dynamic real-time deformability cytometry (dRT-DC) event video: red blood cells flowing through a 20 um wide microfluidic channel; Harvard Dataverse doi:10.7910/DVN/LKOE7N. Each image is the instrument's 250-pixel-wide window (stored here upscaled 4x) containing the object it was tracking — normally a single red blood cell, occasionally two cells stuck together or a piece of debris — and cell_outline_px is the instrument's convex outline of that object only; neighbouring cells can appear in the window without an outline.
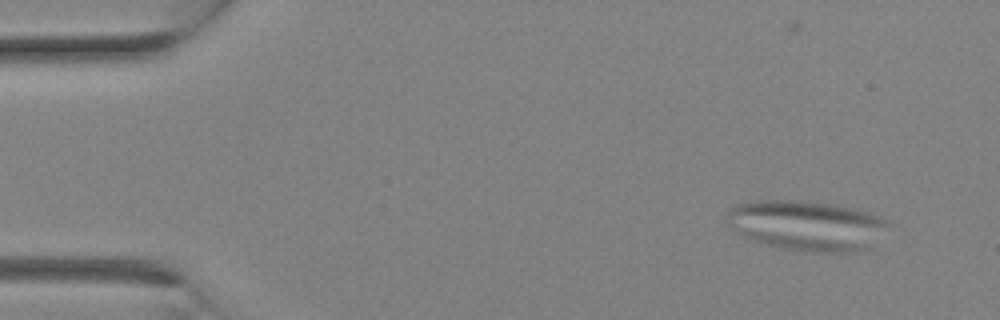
{"species": "Egyptian fruit bat (a non-hibernating species)", "species_latin": "Rousettus aegyptiacus", "temperature_condition": "room temperature", "stored_images_in_passage": 11, "camera_frame_rate_fps": 3000, "um_per_image_px": 0.085, "animal": {"sex": "female"}, "frame": {"image": 1, "passage_image": 2, "time_ms": 0.333, "image_size_px": [1000, 320], "cell_outline_px": [[892, 224], [868, 248], [856, 252], [804, 252], [780, 248], [752, 240], [740, 236], [728, 224], [728, 212], [736, 204], [760, 200], [796, 200], [828, 204], [848, 208], [880, 216], [888, 220]], "centroid_in_image_um": [68.57, 19.19], "position_along_channel_um": 16.4, "area_um2": 46.99}}
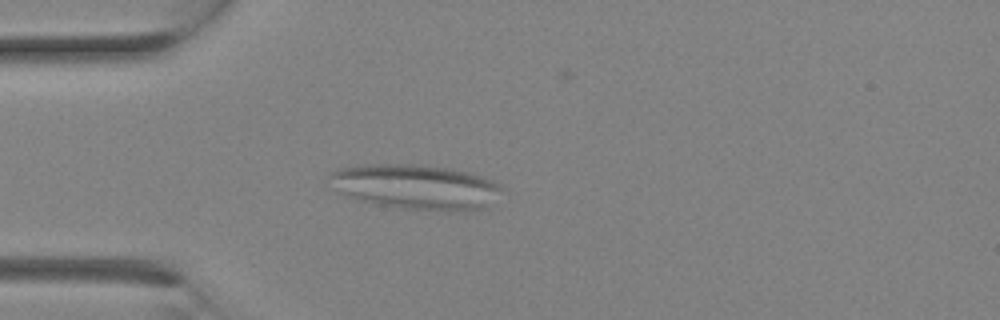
{"frame": {"image": 2, "passage_image": 7, "time_ms": 2.0, "image_size_px": [1000, 320], "cell_outline_px": [[500, 188], [484, 208], [400, 208], [376, 204], [360, 200], [348, 196], [328, 188], [328, 172], [336, 168], [360, 164], [424, 164], [452, 168], [468, 172], [492, 180]], "centroid_in_image_um": [35.1, 15.8], "position_along_channel_um": 49.9, "area_um2": 44.27}}
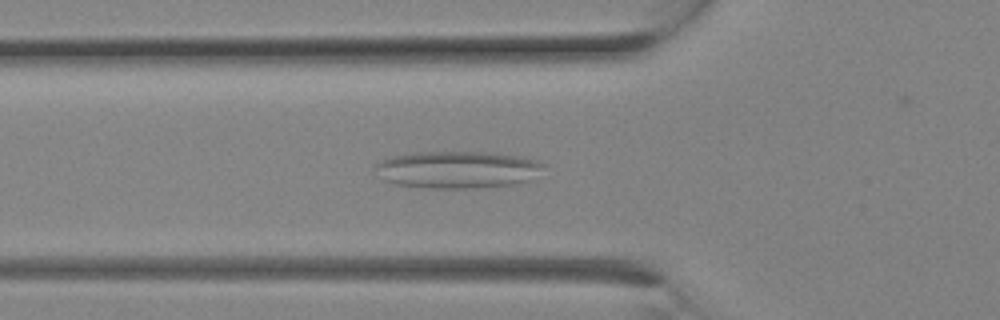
{"frame": {"image": 3, "passage_image": 9, "time_ms": 2.667, "image_size_px": [1000, 320], "cell_outline_px": [[544, 164], [528, 180], [512, 184], [468, 188], [428, 188], [396, 184], [384, 180], [376, 176], [376, 164], [380, 160], [392, 156], [412, 152], [496, 152], [524, 156], [540, 160]], "centroid_in_image_um": [38.83, 14.39], "position_along_channel_um": 87.0, "area_um2": 36.47}}